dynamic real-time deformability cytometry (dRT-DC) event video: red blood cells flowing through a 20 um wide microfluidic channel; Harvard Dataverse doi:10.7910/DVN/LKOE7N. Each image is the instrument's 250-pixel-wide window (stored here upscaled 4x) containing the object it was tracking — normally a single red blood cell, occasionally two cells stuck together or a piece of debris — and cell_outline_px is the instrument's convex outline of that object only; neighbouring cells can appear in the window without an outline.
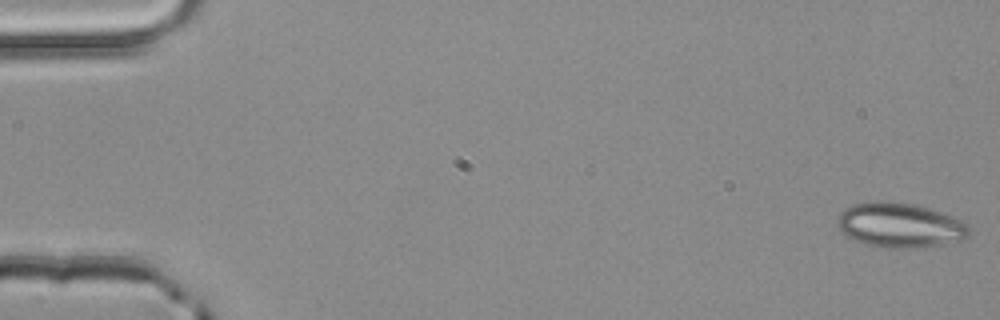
{"species": "common noctule bat (a hibernating species)", "species_latin": "Nyctalus noctula", "temperature_condition": "room temperature", "stored_images_in_passage": 49, "camera_frame_rate_fps": 3000, "um_per_image_px": 0.085, "animal": {"sex": "male", "body_mass_g": 20.4}, "frame": {"image": 1, "passage_image": 1, "time_ms": 0.0, "image_size_px": [1000, 320], "cell_outline_px": [[972, 232], [964, 240], [944, 244], [916, 248], [884, 248], [868, 244], [856, 240], [848, 236], [836, 224], [836, 220], [840, 212], [844, 208], [852, 204], [876, 200], [888, 200], [916, 204], [940, 212], [960, 220], [968, 224]], "centroid_in_image_um": [76.51, 19.13], "position_along_channel_um": 8.5, "area_um2": 34.68}}
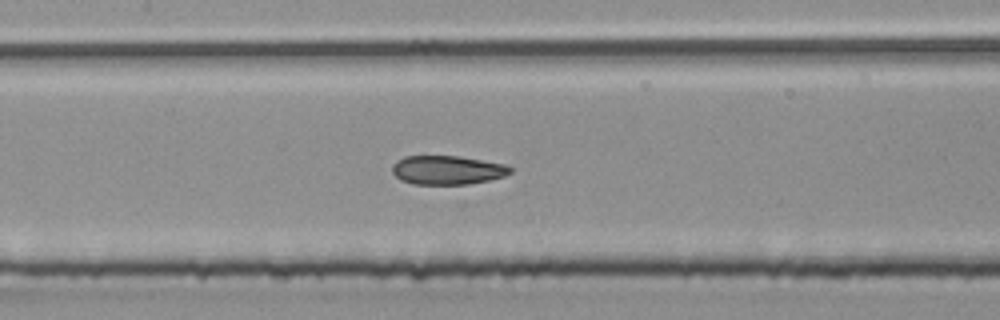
{"frame": {"image": 2, "passage_image": 25, "time_ms": 8.0, "image_size_px": [1000, 320], "cell_outline_px": [[512, 172], [504, 176], [488, 180], [468, 184], [412, 184], [400, 180], [392, 172], [392, 164], [396, 160], [404, 156], [460, 156], [504, 164], [512, 168]], "centroid_in_image_um": [37.99, 14.45], "position_along_channel_um": 169.4, "area_um2": 19.94}}
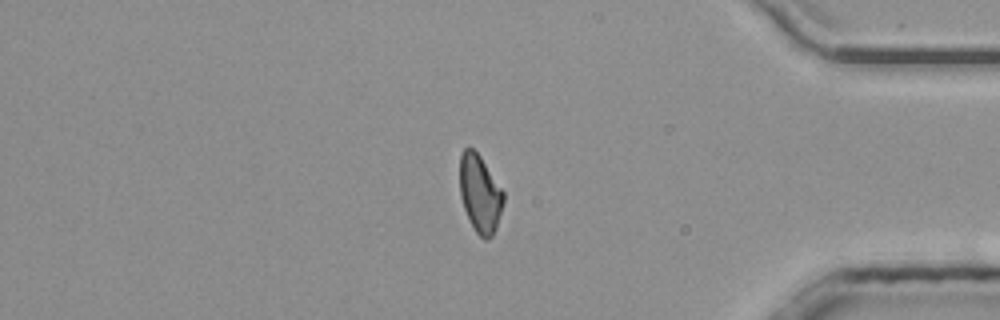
{"frame": {"image": 3, "passage_image": 44, "time_ms": 14.333, "image_size_px": [1000, 320], "cell_outline_px": [[504, 200], [496, 228], [492, 236], [488, 240], [484, 240], [476, 232], [464, 208], [460, 196], [460, 156], [464, 148], [472, 148], [480, 156], [504, 192]], "centroid_in_image_um": [40.8, 16.47], "position_along_channel_um": 394.4, "area_um2": 19.54}}